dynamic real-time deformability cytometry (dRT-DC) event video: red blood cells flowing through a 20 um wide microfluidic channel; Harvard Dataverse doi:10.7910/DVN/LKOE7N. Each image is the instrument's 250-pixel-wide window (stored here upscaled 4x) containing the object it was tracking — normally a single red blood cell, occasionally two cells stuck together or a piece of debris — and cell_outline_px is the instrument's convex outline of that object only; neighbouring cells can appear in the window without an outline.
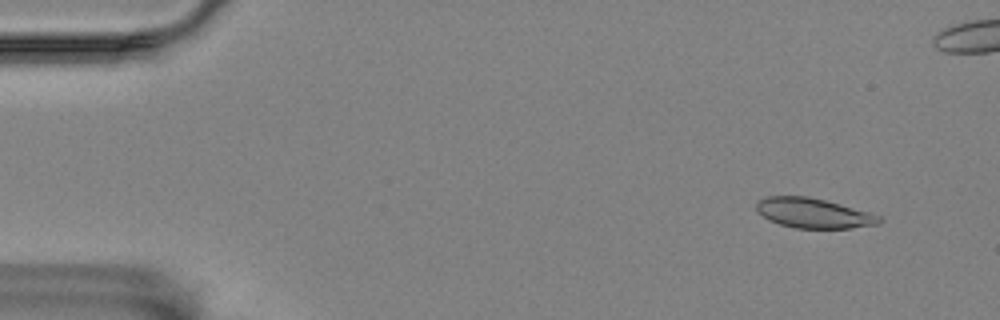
{"species": "Egyptian fruit bat (a non-hibernating species)", "species_latin": "Rousettus aegyptiacus", "temperature_condition": "room temperature", "stored_images_in_passage": 9, "camera_frame_rate_fps": 3000, "um_per_image_px": 0.085, "animal": {"sex": "female"}, "frame": {"image": 1, "passage_image": 1, "time_ms": 0.0, "image_size_px": [1000, 320], "cell_outline_px": [[880, 224], [852, 228], [796, 228], [780, 224], [768, 220], [756, 208], [756, 204], [764, 196], [808, 196], [840, 204], [868, 212], [880, 216]], "centroid_in_image_um": [69.14, 18.11], "position_along_channel_um": 15.9, "area_um2": 21.15}}
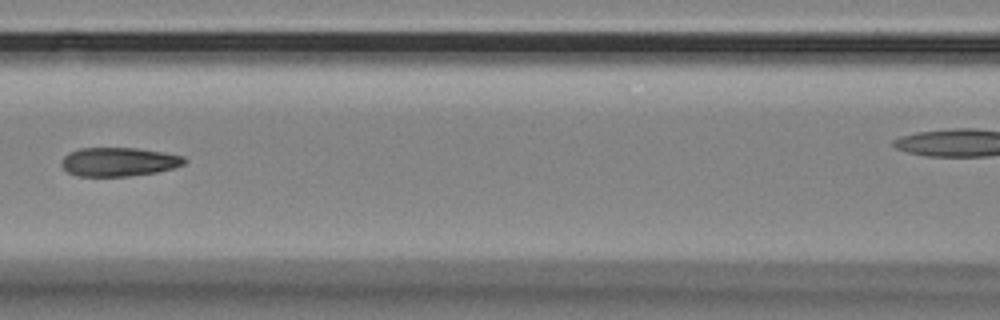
{"frame": {"image": 2, "passage_image": 8, "time_ms": 8.0, "image_size_px": [1000, 320], "cell_outline_px": [[188, 160], [184, 164], [176, 168], [156, 172], [128, 176], [76, 176], [68, 172], [60, 164], [64, 156], [68, 152], [80, 148], [136, 148], [164, 152], [184, 156]], "centroid_in_image_um": [10.12, 13.75], "position_along_channel_um": 156.5, "area_um2": 20.81}}